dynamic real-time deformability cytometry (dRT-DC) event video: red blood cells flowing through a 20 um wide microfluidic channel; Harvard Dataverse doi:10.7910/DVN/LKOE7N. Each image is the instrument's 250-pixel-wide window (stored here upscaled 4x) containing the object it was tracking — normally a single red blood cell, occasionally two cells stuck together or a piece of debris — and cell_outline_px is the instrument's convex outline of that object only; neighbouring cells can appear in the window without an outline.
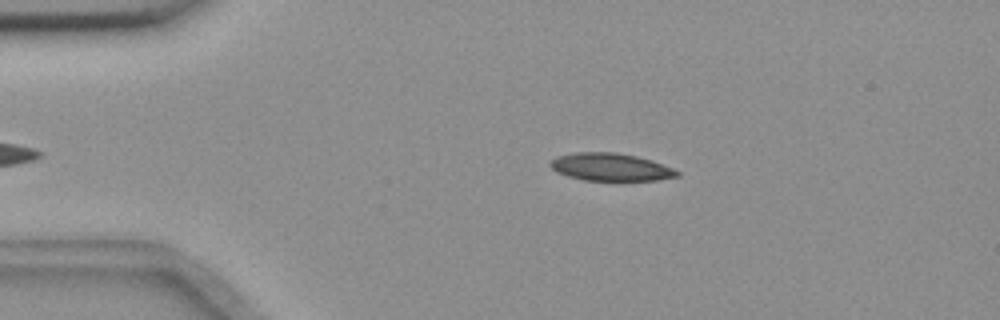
{"species": "common noctule bat (a hibernating species)", "species_latin": "Nyctalus noctula", "temperature_condition": "room temperature", "stored_images_in_passage": 42, "camera_frame_rate_fps": 3000, "um_per_image_px": 0.085, "animal": {"sex": "female", "body_mass_g": 18.4}, "frame": {"image": 1, "passage_image": 5, "time_ms": 1.333, "image_size_px": [1000, 320], "cell_outline_px": [[680, 176], [656, 180], [584, 180], [568, 176], [556, 172], [548, 164], [556, 156], [576, 152], [616, 152], [636, 156], [652, 160], [672, 168], [680, 172]], "centroid_in_image_um": [51.89, 14.19], "position_along_channel_um": 33.1, "area_um2": 20.4}}
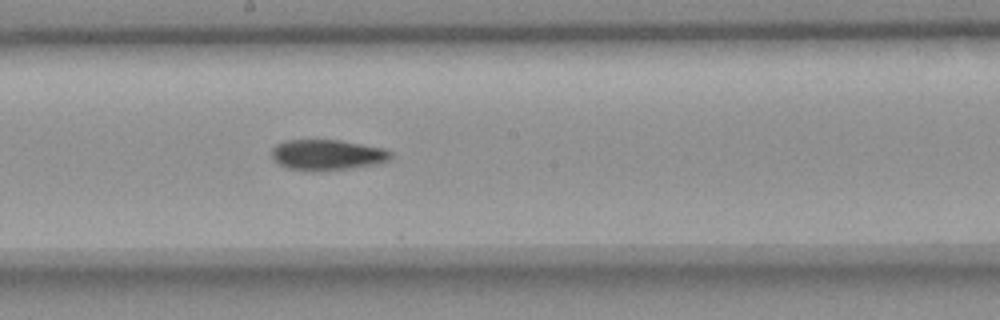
{"frame": {"image": 2, "passage_image": 24, "time_ms": 7.667, "image_size_px": [1000, 320], "cell_outline_px": [[392, 156], [388, 160], [376, 164], [352, 168], [320, 172], [316, 172], [288, 168], [280, 164], [272, 156], [272, 148], [276, 144], [284, 140], [340, 140], [384, 148], [392, 152]], "centroid_in_image_um": [27.82, 13.17], "position_along_channel_um": 220.4, "area_um2": 21.39}}
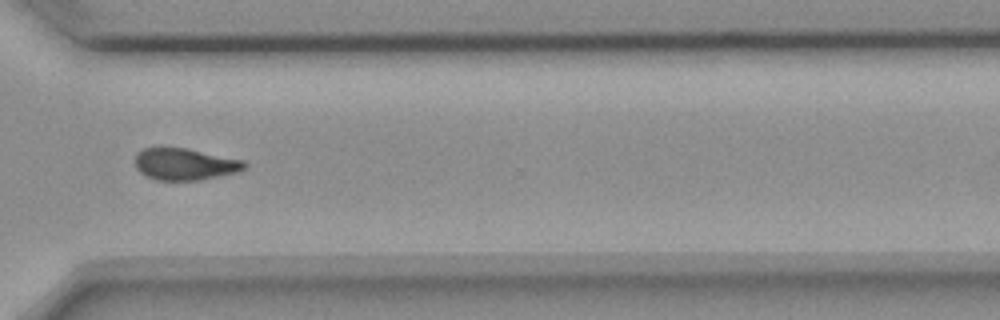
{"frame": {"image": 3, "passage_image": 35, "time_ms": 11.333, "image_size_px": [1000, 320], "cell_outline_px": [[248, 164], [244, 168], [236, 172], [200, 180], [156, 180], [140, 172], [136, 168], [136, 152], [144, 148], [160, 144], [164, 144], [188, 148], [244, 160]], "centroid_in_image_um": [15.66, 13.9], "position_along_channel_um": 354.9, "area_um2": 20.87}, "authors_computed_cell_mechanics": {"area_um2": 21.0681, "velocity_mm_per_s": 3.6533, "shape_relaxation_time_tau1_ms": null, "shape_relaxation_time_tau2_ms": 9.1339, "deformation_change_tau1": null, "deformation_change_tau2": 0.1559}}